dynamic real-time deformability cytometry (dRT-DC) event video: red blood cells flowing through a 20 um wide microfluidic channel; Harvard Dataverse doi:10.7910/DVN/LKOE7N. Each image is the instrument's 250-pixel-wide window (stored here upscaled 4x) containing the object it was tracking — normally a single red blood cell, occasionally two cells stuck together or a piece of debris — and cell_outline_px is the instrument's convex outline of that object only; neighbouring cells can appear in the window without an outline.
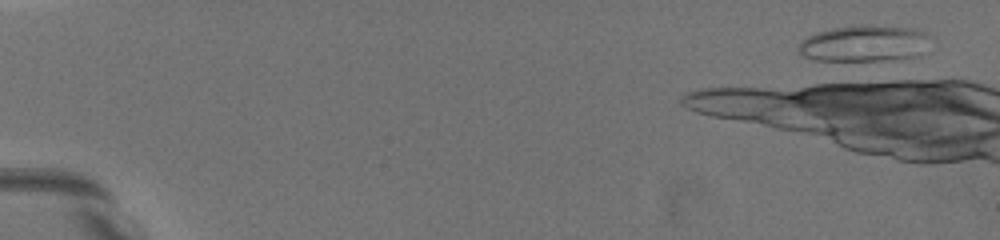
{"species": "common noctule bat (a hibernating species)", "species_latin": "Nyctalus noctula", "temperature_condition": "warm", "stored_images_in_passage": 4, "camera_frame_rate_fps": 3000, "um_per_image_px": 0.085, "animal": {"sex": "female", "body_mass_g": 19.5, "forearm_length_mm": 54.1}, "frame": {"image": 1, "passage_image": 3, "time_ms": 0.667, "image_size_px": [1000, 240], "cell_outline_px": [[928, 36], [920, 56], [880, 60], [816, 60], [800, 56], [800, 44], [808, 36], [816, 32], [832, 28], [860, 24], [868, 24], [920, 28], [928, 32]], "centroid_in_image_um": [73.48, 3.66], "position_along_channel_um": 11.5, "area_um2": 27.98}}